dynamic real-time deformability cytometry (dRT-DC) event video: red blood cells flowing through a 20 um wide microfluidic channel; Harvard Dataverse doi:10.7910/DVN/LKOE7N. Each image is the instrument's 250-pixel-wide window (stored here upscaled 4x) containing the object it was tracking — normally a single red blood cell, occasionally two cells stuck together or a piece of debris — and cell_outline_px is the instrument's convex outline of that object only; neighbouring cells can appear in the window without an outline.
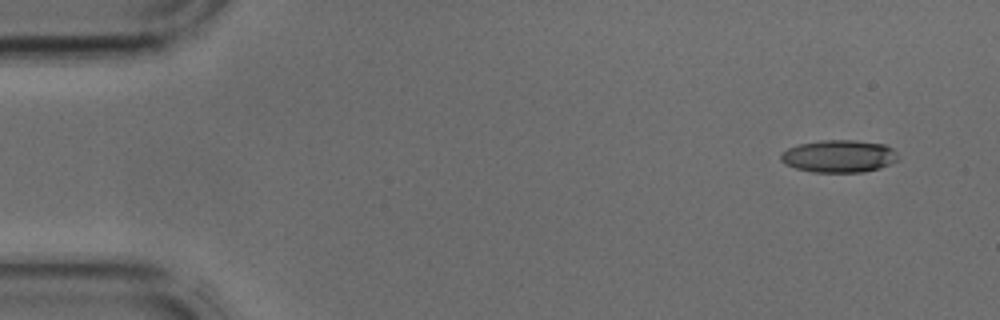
{"species": "common noctule bat (a hibernating species)", "species_latin": "Nyctalus noctula", "temperature_condition": "cold", "stored_images_in_passage": 36, "camera_frame_rate_fps": 3000, "um_per_image_px": 0.085, "animal": {"sex": "male", "body_mass_g": 17.9, "forearm_length_mm": 54.2}, "frame": {"image": 1, "passage_image": 1, "time_ms": 0.0, "image_size_px": [1000, 320], "cell_outline_px": [[900, 160], [880, 168], [864, 172], [812, 172], [796, 168], [784, 164], [780, 160], [780, 156], [788, 148], [800, 144], [820, 140], [856, 140], [884, 144], [892, 148], [896, 152]], "centroid_in_image_um": [71.34, 13.28], "position_along_channel_um": 13.7, "area_um2": 22.31}}
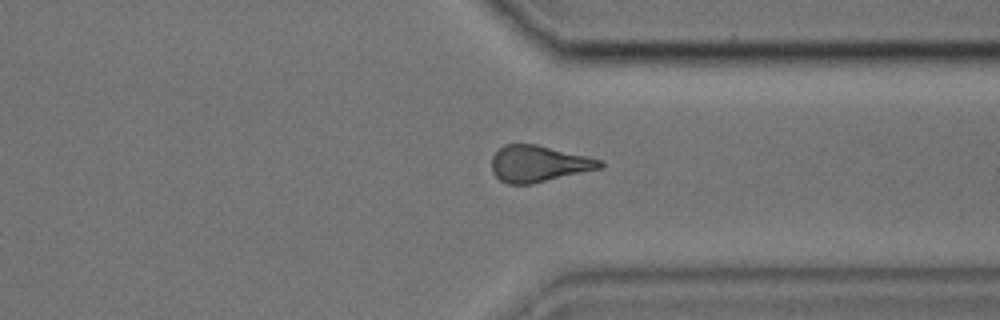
{"frame": {"image": 2, "passage_image": 30, "time_ms": 9.667, "image_size_px": [1000, 320], "cell_outline_px": [[604, 164], [600, 168], [532, 184], [508, 184], [500, 180], [492, 172], [492, 156], [504, 144], [536, 144], [604, 160]], "centroid_in_image_um": [45.77, 13.91], "position_along_channel_um": 365.6, "area_um2": 22.89}}
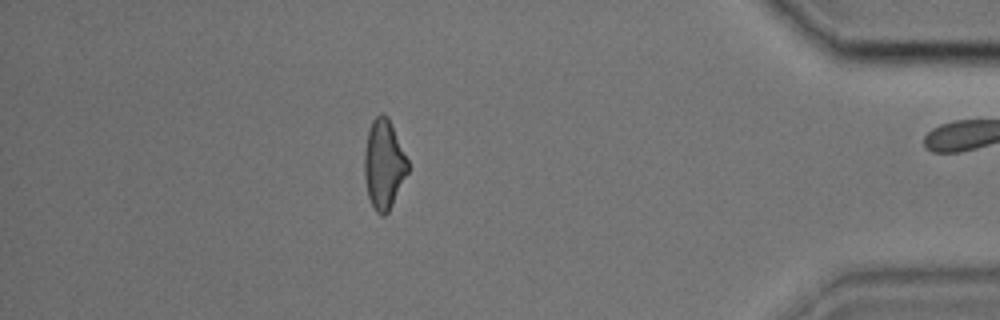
{"frame": {"image": 3, "passage_image": 35, "time_ms": 11.333, "image_size_px": [1000, 320], "cell_outline_px": [[408, 172], [388, 212], [384, 216], [380, 216], [376, 212], [368, 196], [364, 176], [364, 152], [368, 132], [372, 120], [380, 112], [388, 116], [408, 160]], "centroid_in_image_um": [32.61, 13.95], "position_along_channel_um": 402.6, "area_um2": 22.54}}